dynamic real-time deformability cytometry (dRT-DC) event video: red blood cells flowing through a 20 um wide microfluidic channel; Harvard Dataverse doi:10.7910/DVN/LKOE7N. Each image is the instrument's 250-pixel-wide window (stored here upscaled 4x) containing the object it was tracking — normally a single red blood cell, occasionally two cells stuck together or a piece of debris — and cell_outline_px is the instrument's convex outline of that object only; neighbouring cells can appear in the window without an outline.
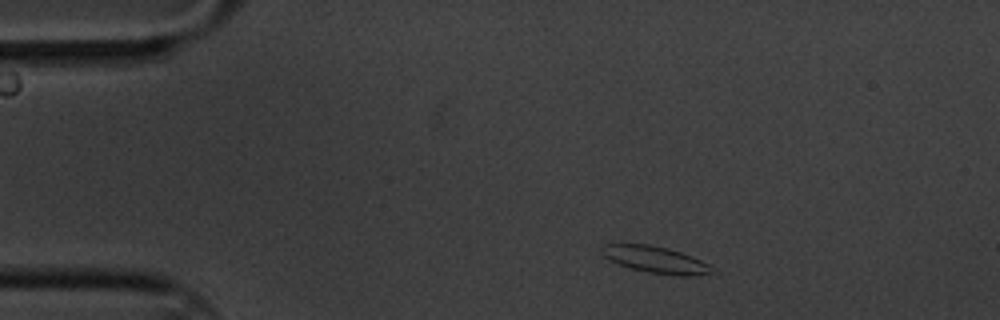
{"species": "common noctule bat (a hibernating species)", "species_latin": "Nyctalus noctula", "temperature_condition": "cold", "stored_images_in_passage": 51, "camera_frame_rate_fps": 3000, "um_per_image_px": 0.085, "animal": {"sex": "male", "body_mass_g": 20.1, "forearm_length_mm": 53.5}, "frame": {"image": 1, "passage_image": 1, "time_ms": 0.0, "image_size_px": [1000, 320], "cell_outline_px": [[716, 272], [696, 276], [676, 276], [648, 272], [628, 268], [608, 260], [600, 252], [600, 248], [604, 244], [624, 240], [648, 244], [668, 248], [692, 256], [708, 264]], "centroid_in_image_um": [55.61, 22.03], "position_along_channel_um": 29.4, "area_um2": 18.03}}
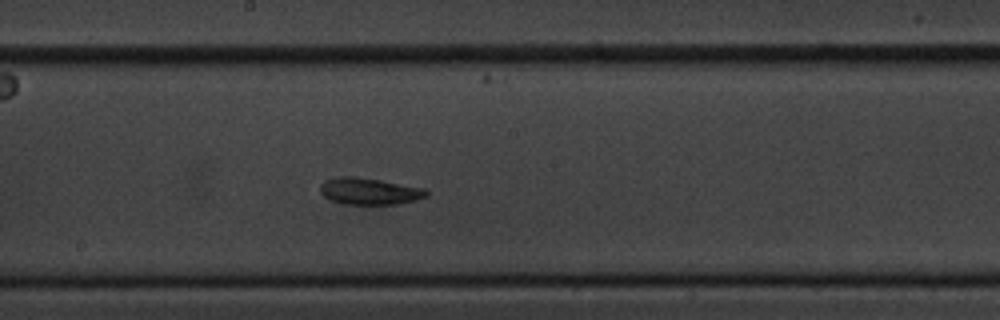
{"frame": {"image": 2, "passage_image": 23, "time_ms": 7.333, "image_size_px": [1000, 320], "cell_outline_px": [[428, 196], [416, 200], [396, 204], [344, 204], [332, 200], [324, 196], [320, 192], [320, 184], [324, 180], [340, 176], [352, 176], [380, 180], [424, 188], [428, 192]], "centroid_in_image_um": [31.38, 16.25], "position_along_channel_um": 216.8, "area_um2": 16.47}}
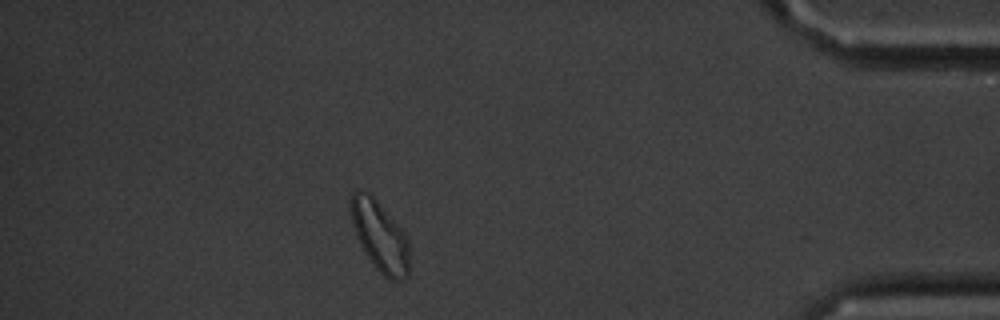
{"frame": {"image": 3, "passage_image": 44, "time_ms": 14.333, "image_size_px": [1000, 320], "cell_outline_px": [[408, 276], [400, 280], [388, 280], [376, 268], [364, 252], [360, 244], [352, 224], [348, 208], [348, 204], [352, 192], [356, 188], [368, 192], [376, 200], [404, 232], [408, 240]], "centroid_in_image_um": [32.23, 20.04], "position_along_channel_um": 403.0, "area_um2": 24.04}, "authors_computed_cell_mechanics": {"area_um2": 16.5886, "velocity_mm_per_s": 3.2794, "shape_relaxation_time_tau1_ms": 4.3899, "shape_relaxation_time_tau2_ms": 3.6369, "deformation_change_tau1": 0.1331, "deformation_change_tau2": 0.1148}}